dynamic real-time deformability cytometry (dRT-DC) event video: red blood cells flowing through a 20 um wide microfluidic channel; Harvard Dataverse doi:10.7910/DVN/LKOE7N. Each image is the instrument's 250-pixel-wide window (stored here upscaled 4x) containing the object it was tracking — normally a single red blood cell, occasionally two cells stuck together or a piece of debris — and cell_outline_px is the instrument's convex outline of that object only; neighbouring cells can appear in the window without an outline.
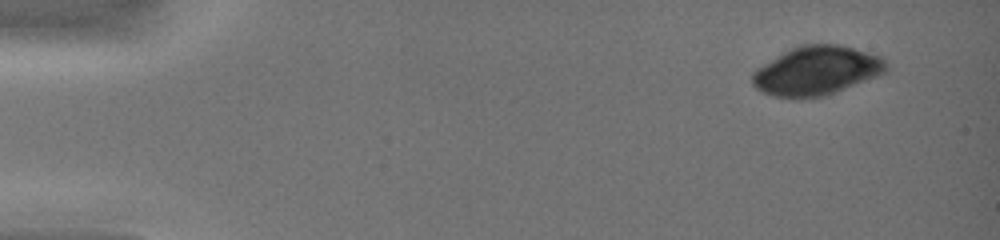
{"species": "common noctule bat (a hibernating species)", "species_latin": "Nyctalus noctula", "temperature_condition": "warm", "stored_images_in_passage": 9, "camera_frame_rate_fps": 3000, "um_per_image_px": 0.085, "animal": {"sex": "female", "body_mass_g": 19.0, "forearm_length_mm": 51.5}, "frame": {"image": 1, "passage_image": 1, "time_ms": 0.0, "image_size_px": [1000, 240], "cell_outline_px": [[888, 68], [884, 72], [876, 76], [836, 92], [824, 96], [800, 100], [792, 100], [772, 96], [760, 92], [752, 84], [752, 72], [756, 68], [784, 52], [800, 44], [840, 44], [868, 52], [880, 56], [888, 64]], "centroid_in_image_um": [69.36, 6.04], "position_along_channel_um": 15.6, "area_um2": 38.61}}